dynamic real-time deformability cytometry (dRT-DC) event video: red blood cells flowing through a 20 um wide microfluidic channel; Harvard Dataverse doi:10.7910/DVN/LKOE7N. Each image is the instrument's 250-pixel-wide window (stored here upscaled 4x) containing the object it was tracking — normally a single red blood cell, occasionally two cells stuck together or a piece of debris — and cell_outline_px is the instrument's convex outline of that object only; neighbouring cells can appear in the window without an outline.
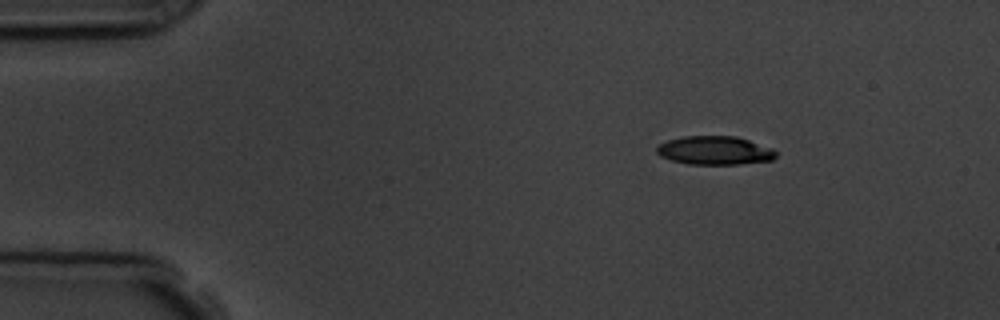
{"species": "common noctule bat (a hibernating species)", "species_latin": "Nyctalus noctula", "temperature_condition": "room temperature", "stored_images_in_passage": 4, "segment_of_instrument_passage": [1, 2], "camera_frame_rate_fps": 3000, "um_per_image_px": 0.085, "animal": {"sex": "male", "body_mass_g": 19.5, "forearm_length_mm": 54.6}, "frame": {"image": 1, "passage_image": 1, "time_ms": 0.0, "image_size_px": [1000, 320], "cell_outline_px": [[776, 156], [772, 160], [740, 164], [688, 164], [672, 160], [660, 156], [656, 152], [656, 148], [660, 144], [668, 140], [684, 136], [736, 136], [772, 148], [776, 152]], "centroid_in_image_um": [60.75, 12.79], "position_along_channel_um": 24.3, "area_um2": 19.77}}